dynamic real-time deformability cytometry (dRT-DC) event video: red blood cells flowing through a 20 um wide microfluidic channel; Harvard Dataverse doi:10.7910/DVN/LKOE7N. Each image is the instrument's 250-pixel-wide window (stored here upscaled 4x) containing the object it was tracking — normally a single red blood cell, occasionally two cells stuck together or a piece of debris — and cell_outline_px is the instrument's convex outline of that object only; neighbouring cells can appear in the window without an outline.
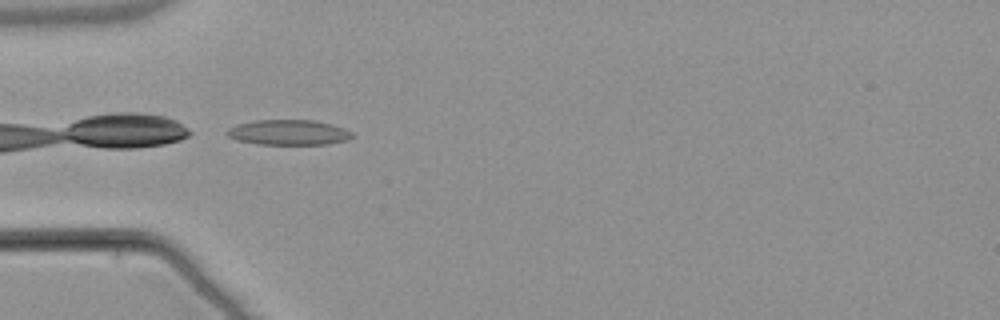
{"species": "common noctule bat (a hibernating species)", "species_latin": "Nyctalus noctula", "temperature_condition": "warm", "stored_images_in_passage": 18, "camera_frame_rate_fps": 3000, "um_per_image_px": 0.085, "animal": {"sex": "male", "body_mass_g": 21.5, "forearm_length_mm": 52.0}, "frame": {"image": 1, "passage_image": 1, "time_ms": 0.0, "image_size_px": [1000, 320], "cell_outline_px": [[356, 136], [348, 140], [328, 144], [260, 144], [236, 140], [228, 136], [224, 132], [228, 128], [236, 124], [256, 120], [316, 120], [332, 124], [344, 128], [352, 132]], "centroid_in_image_um": [24.55, 11.25], "position_along_channel_um": 60.5, "area_um2": 18.61}}